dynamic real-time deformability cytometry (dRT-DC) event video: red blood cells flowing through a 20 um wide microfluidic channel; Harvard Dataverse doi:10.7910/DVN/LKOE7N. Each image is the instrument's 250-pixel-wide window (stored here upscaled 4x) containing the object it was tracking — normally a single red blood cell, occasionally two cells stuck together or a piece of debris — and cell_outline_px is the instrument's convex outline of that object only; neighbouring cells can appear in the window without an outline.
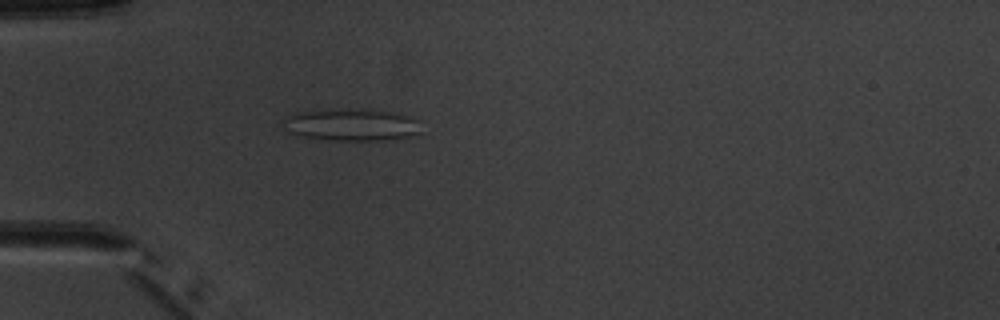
{"species": "common noctule bat (a hibernating species)", "species_latin": "Nyctalus noctula", "temperature_condition": "warm", "stored_images_in_passage": 1, "camera_frame_rate_fps": 3000, "um_per_image_px": 0.085, "animal": {"sex": "male", "body_mass_g": 20.1, "forearm_length_mm": 53.5}, "frame": {"image": 1, "passage_image": 1, "time_ms": 0.0, "image_size_px": [1000, 320], "cell_outline_px": [[420, 132], [408, 136], [392, 140], [336, 140], [296, 136], [288, 132], [284, 120], [288, 116], [296, 112], [392, 112], [420, 120]], "centroid_in_image_um": [29.92, 10.68], "position_along_channel_um": 55.1, "area_um2": 24.33}}